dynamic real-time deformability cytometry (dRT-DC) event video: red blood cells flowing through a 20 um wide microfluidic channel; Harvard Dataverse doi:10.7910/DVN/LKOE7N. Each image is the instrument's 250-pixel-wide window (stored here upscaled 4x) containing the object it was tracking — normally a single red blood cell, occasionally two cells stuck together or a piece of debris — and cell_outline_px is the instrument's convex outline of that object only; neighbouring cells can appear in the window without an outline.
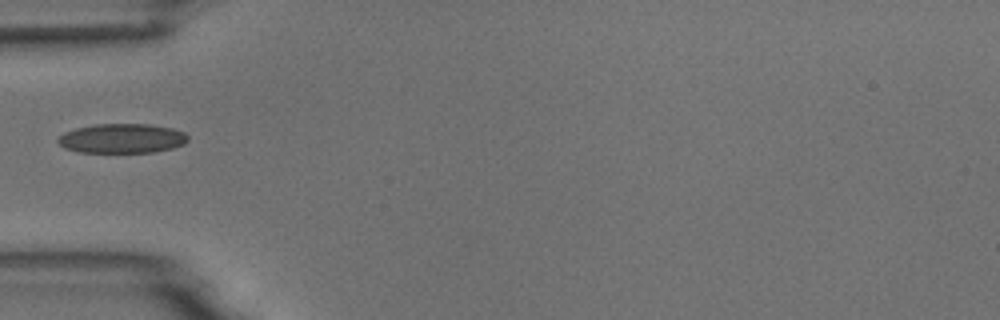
{"species": "common noctule bat (a hibernating species)", "species_latin": "Nyctalus noctula", "temperature_condition": "room temperature", "stored_images_in_passage": 12, "camera_frame_rate_fps": 3000, "um_per_image_px": 0.085, "animal": {"sex": "male", "body_mass_g": 18.8}, "frame": {"image": 1, "passage_image": 1, "time_ms": 0.0, "image_size_px": [1000, 320], "cell_outline_px": [[188, 140], [184, 144], [172, 148], [152, 152], [80, 152], [64, 148], [56, 140], [64, 132], [76, 128], [96, 124], [152, 124], [172, 128], [184, 132], [188, 136]], "centroid_in_image_um": [10.38, 11.76], "position_along_channel_um": 74.6, "area_um2": 22.31}}